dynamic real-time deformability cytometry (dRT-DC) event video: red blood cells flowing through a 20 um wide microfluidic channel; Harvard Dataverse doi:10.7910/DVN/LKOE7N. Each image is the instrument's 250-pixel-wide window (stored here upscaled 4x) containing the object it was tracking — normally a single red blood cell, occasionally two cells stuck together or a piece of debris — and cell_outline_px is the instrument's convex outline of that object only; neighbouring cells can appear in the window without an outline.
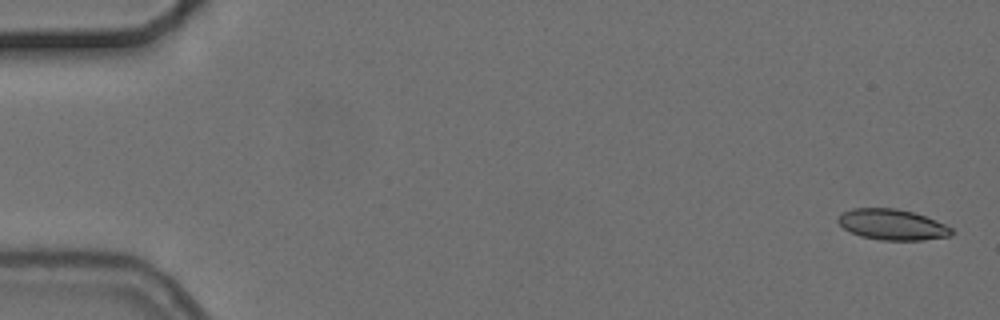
{"species": "common noctule bat (a hibernating species)", "species_latin": "Nyctalus noctula", "temperature_condition": "cold", "stored_images_in_passage": 5, "segment_of_instrument_passage": [1, 2], "camera_frame_rate_fps": 3000, "um_per_image_px": 0.085, "animal": {"sex": "female", "body_mass_g": 24.6, "forearm_length_mm": 56.2}, "frame": {"image": 1, "passage_image": 1, "time_ms": 0.0, "image_size_px": [1000, 320], "cell_outline_px": [[956, 232], [952, 236], [924, 240], [880, 240], [860, 236], [844, 228], [836, 220], [836, 216], [852, 208], [896, 208], [912, 212], [924, 216], [944, 224], [952, 228]], "centroid_in_image_um": [75.85, 19.09], "position_along_channel_um": 9.2, "area_um2": 20.4}}